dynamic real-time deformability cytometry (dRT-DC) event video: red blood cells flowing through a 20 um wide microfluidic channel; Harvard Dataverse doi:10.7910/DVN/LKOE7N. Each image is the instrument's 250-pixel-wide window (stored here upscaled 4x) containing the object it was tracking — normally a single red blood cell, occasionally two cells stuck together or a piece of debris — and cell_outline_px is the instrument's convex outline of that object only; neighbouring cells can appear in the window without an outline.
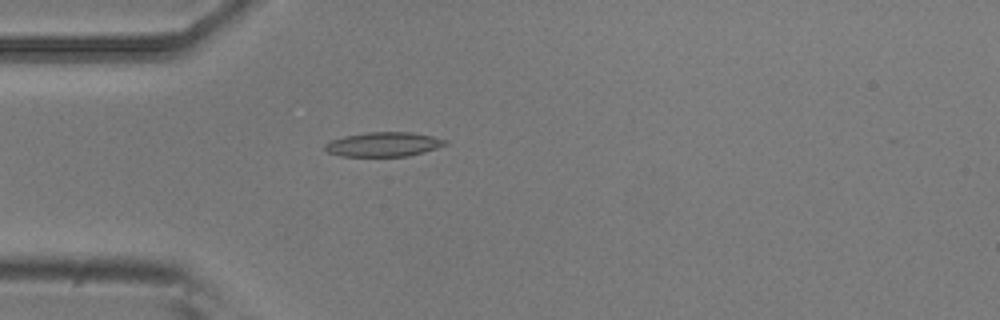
{"species": "common noctule bat (a hibernating species)", "species_latin": "Nyctalus noctula", "temperature_condition": "room temperature", "stored_images_in_passage": 5, "camera_frame_rate_fps": 3000, "um_per_image_px": 0.085, "animal": {"sex": "male", "body_mass_g": 20.5, "forearm_length_mm": 52.5}, "frame": {"image": 1, "passage_image": 5, "time_ms": 1.333, "image_size_px": [1000, 320], "cell_outline_px": [[448, 144], [424, 152], [408, 156], [340, 156], [328, 152], [324, 148], [324, 144], [332, 140], [344, 136], [368, 132], [412, 132], [432, 136], [448, 140]], "centroid_in_image_um": [32.62, 12.27], "position_along_channel_um": 52.4, "area_um2": 17.11}}